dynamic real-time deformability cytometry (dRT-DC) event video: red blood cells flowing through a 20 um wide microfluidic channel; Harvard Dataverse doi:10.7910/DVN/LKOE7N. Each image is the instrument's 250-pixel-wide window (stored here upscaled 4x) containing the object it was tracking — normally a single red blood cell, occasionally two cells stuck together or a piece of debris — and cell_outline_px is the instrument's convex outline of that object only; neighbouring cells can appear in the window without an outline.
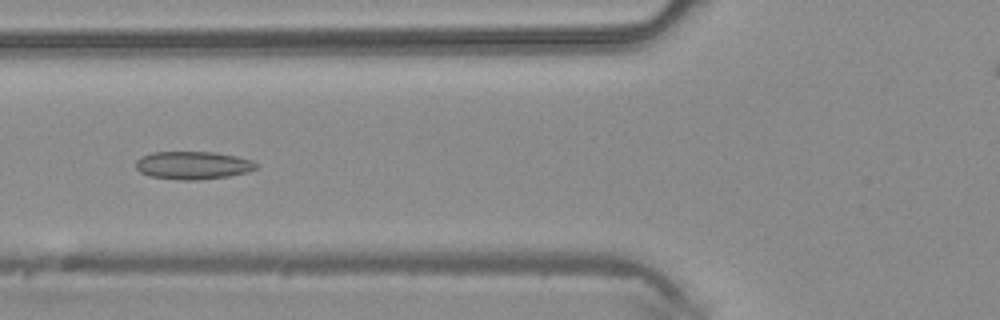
{"species": "common noctule bat (a hibernating species)", "species_latin": "Nyctalus noctula", "temperature_condition": "warm", "stored_images_in_passage": 5, "camera_frame_rate_fps": 3000, "um_per_image_px": 0.085, "animal": {"sex": "male", "body_mass_g": 20.4}, "frame": {"image": 1, "passage_image": 5, "time_ms": 1.333, "image_size_px": [1000, 320], "cell_outline_px": [[256, 168], [248, 172], [228, 176], [196, 180], [184, 180], [148, 176], [140, 172], [136, 168], [136, 160], [140, 156], [152, 152], [216, 152], [236, 156], [252, 160], [256, 164]], "centroid_in_image_um": [16.37, 14.04], "position_along_channel_um": 109.4, "area_um2": 19.59}}